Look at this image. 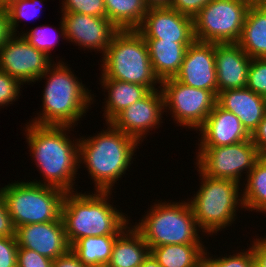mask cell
<instances>
[{
	"label": "cell",
	"instance_id": "6da1fadb",
	"mask_svg": "<svg viewBox=\"0 0 266 267\" xmlns=\"http://www.w3.org/2000/svg\"><path fill=\"white\" fill-rule=\"evenodd\" d=\"M24 133L30 156L43 180L31 182L74 192L79 165V138L72 141L70 126H39L27 122ZM70 134V135H68ZM71 138V139H70ZM32 154V155H31ZM36 180V181H35Z\"/></svg>",
	"mask_w": 266,
	"mask_h": 267
},
{
	"label": "cell",
	"instance_id": "7a4b0ae2",
	"mask_svg": "<svg viewBox=\"0 0 266 267\" xmlns=\"http://www.w3.org/2000/svg\"><path fill=\"white\" fill-rule=\"evenodd\" d=\"M57 60L36 80L47 81L42 94L43 109L29 122L39 126H70L74 129L77 121L87 115L96 96L73 74L66 62Z\"/></svg>",
	"mask_w": 266,
	"mask_h": 267
},
{
	"label": "cell",
	"instance_id": "3957f363",
	"mask_svg": "<svg viewBox=\"0 0 266 267\" xmlns=\"http://www.w3.org/2000/svg\"><path fill=\"white\" fill-rule=\"evenodd\" d=\"M105 124L107 129L103 128L97 135L79 137V165L87 168L95 191L113 190L133 164L134 153L141 144L111 123Z\"/></svg>",
	"mask_w": 266,
	"mask_h": 267
},
{
	"label": "cell",
	"instance_id": "277c9868",
	"mask_svg": "<svg viewBox=\"0 0 266 267\" xmlns=\"http://www.w3.org/2000/svg\"><path fill=\"white\" fill-rule=\"evenodd\" d=\"M78 192H66L61 207L70 247L83 237L119 235L131 224L128 215L110 204L112 191Z\"/></svg>",
	"mask_w": 266,
	"mask_h": 267
},
{
	"label": "cell",
	"instance_id": "5b68a950",
	"mask_svg": "<svg viewBox=\"0 0 266 267\" xmlns=\"http://www.w3.org/2000/svg\"><path fill=\"white\" fill-rule=\"evenodd\" d=\"M101 59L99 79L136 83L150 91L161 89L157 85H161V81L154 73L146 41L137 30H119Z\"/></svg>",
	"mask_w": 266,
	"mask_h": 267
},
{
	"label": "cell",
	"instance_id": "8992f818",
	"mask_svg": "<svg viewBox=\"0 0 266 267\" xmlns=\"http://www.w3.org/2000/svg\"><path fill=\"white\" fill-rule=\"evenodd\" d=\"M146 215L133 225L149 249L169 244H204L201 229L187 201H157Z\"/></svg>",
	"mask_w": 266,
	"mask_h": 267
},
{
	"label": "cell",
	"instance_id": "52a82bcc",
	"mask_svg": "<svg viewBox=\"0 0 266 267\" xmlns=\"http://www.w3.org/2000/svg\"><path fill=\"white\" fill-rule=\"evenodd\" d=\"M201 180L198 191L187 198L192 208L200 233L213 235L232 226L238 218L237 211L244 208L242 190L238 182L229 179H215L204 175L199 169ZM240 191V192H239Z\"/></svg>",
	"mask_w": 266,
	"mask_h": 267
},
{
	"label": "cell",
	"instance_id": "ba28073f",
	"mask_svg": "<svg viewBox=\"0 0 266 267\" xmlns=\"http://www.w3.org/2000/svg\"><path fill=\"white\" fill-rule=\"evenodd\" d=\"M65 193L53 186L24 180L1 187L15 228L59 220Z\"/></svg>",
	"mask_w": 266,
	"mask_h": 267
},
{
	"label": "cell",
	"instance_id": "9c48e42d",
	"mask_svg": "<svg viewBox=\"0 0 266 267\" xmlns=\"http://www.w3.org/2000/svg\"><path fill=\"white\" fill-rule=\"evenodd\" d=\"M250 5L242 0H211L193 18L197 41L237 43Z\"/></svg>",
	"mask_w": 266,
	"mask_h": 267
},
{
	"label": "cell",
	"instance_id": "30bf717a",
	"mask_svg": "<svg viewBox=\"0 0 266 267\" xmlns=\"http://www.w3.org/2000/svg\"><path fill=\"white\" fill-rule=\"evenodd\" d=\"M196 168L207 177L229 179L240 183V180L254 168L262 157L251 138L227 146H198ZM246 171V172H244Z\"/></svg>",
	"mask_w": 266,
	"mask_h": 267
},
{
	"label": "cell",
	"instance_id": "8fae6325",
	"mask_svg": "<svg viewBox=\"0 0 266 267\" xmlns=\"http://www.w3.org/2000/svg\"><path fill=\"white\" fill-rule=\"evenodd\" d=\"M160 86L164 112L170 110L174 122L186 129L197 130L216 104L217 97L211 91L185 85L174 77L162 80Z\"/></svg>",
	"mask_w": 266,
	"mask_h": 267
},
{
	"label": "cell",
	"instance_id": "7c38bea8",
	"mask_svg": "<svg viewBox=\"0 0 266 267\" xmlns=\"http://www.w3.org/2000/svg\"><path fill=\"white\" fill-rule=\"evenodd\" d=\"M54 63L44 52L30 45L22 35H13L0 48V70L24 83L36 82Z\"/></svg>",
	"mask_w": 266,
	"mask_h": 267
},
{
	"label": "cell",
	"instance_id": "4fadbf2b",
	"mask_svg": "<svg viewBox=\"0 0 266 267\" xmlns=\"http://www.w3.org/2000/svg\"><path fill=\"white\" fill-rule=\"evenodd\" d=\"M162 114L164 115L162 90H151L144 98L121 111L110 123L140 143L150 131L160 127L163 123Z\"/></svg>",
	"mask_w": 266,
	"mask_h": 267
},
{
	"label": "cell",
	"instance_id": "5bb4252c",
	"mask_svg": "<svg viewBox=\"0 0 266 267\" xmlns=\"http://www.w3.org/2000/svg\"><path fill=\"white\" fill-rule=\"evenodd\" d=\"M65 27V39L78 44L84 51L95 50L102 57L119 29L107 17H95L81 13L61 12ZM89 49V50H88Z\"/></svg>",
	"mask_w": 266,
	"mask_h": 267
},
{
	"label": "cell",
	"instance_id": "9a60e30c",
	"mask_svg": "<svg viewBox=\"0 0 266 267\" xmlns=\"http://www.w3.org/2000/svg\"><path fill=\"white\" fill-rule=\"evenodd\" d=\"M137 31L145 40L172 41L174 43H193V18L169 7L148 8L142 24Z\"/></svg>",
	"mask_w": 266,
	"mask_h": 267
},
{
	"label": "cell",
	"instance_id": "2e32d148",
	"mask_svg": "<svg viewBox=\"0 0 266 267\" xmlns=\"http://www.w3.org/2000/svg\"><path fill=\"white\" fill-rule=\"evenodd\" d=\"M174 78L185 85L209 90L217 97L215 43L195 40L189 45Z\"/></svg>",
	"mask_w": 266,
	"mask_h": 267
},
{
	"label": "cell",
	"instance_id": "e0dca14e",
	"mask_svg": "<svg viewBox=\"0 0 266 267\" xmlns=\"http://www.w3.org/2000/svg\"><path fill=\"white\" fill-rule=\"evenodd\" d=\"M15 238L19 248L36 251L52 260L70 249L62 218L16 227Z\"/></svg>",
	"mask_w": 266,
	"mask_h": 267
},
{
	"label": "cell",
	"instance_id": "ac0fdd59",
	"mask_svg": "<svg viewBox=\"0 0 266 267\" xmlns=\"http://www.w3.org/2000/svg\"><path fill=\"white\" fill-rule=\"evenodd\" d=\"M196 133L201 134L198 146H227L250 139L239 118L217 103Z\"/></svg>",
	"mask_w": 266,
	"mask_h": 267
},
{
	"label": "cell",
	"instance_id": "d6986e66",
	"mask_svg": "<svg viewBox=\"0 0 266 267\" xmlns=\"http://www.w3.org/2000/svg\"><path fill=\"white\" fill-rule=\"evenodd\" d=\"M251 58L237 43H215V66L218 92L247 85Z\"/></svg>",
	"mask_w": 266,
	"mask_h": 267
},
{
	"label": "cell",
	"instance_id": "ffe728a7",
	"mask_svg": "<svg viewBox=\"0 0 266 267\" xmlns=\"http://www.w3.org/2000/svg\"><path fill=\"white\" fill-rule=\"evenodd\" d=\"M216 103L235 114L250 136L266 115V98L247 87L218 92Z\"/></svg>",
	"mask_w": 266,
	"mask_h": 267
},
{
	"label": "cell",
	"instance_id": "44dd1931",
	"mask_svg": "<svg viewBox=\"0 0 266 267\" xmlns=\"http://www.w3.org/2000/svg\"><path fill=\"white\" fill-rule=\"evenodd\" d=\"M149 253V246L141 233L129 224L116 237L106 267H140Z\"/></svg>",
	"mask_w": 266,
	"mask_h": 267
},
{
	"label": "cell",
	"instance_id": "7402d4cb",
	"mask_svg": "<svg viewBox=\"0 0 266 267\" xmlns=\"http://www.w3.org/2000/svg\"><path fill=\"white\" fill-rule=\"evenodd\" d=\"M104 92H108L104 101L103 118L110 123L121 111L144 98L150 90L140 84L122 82L115 79H100ZM105 89V90H104Z\"/></svg>",
	"mask_w": 266,
	"mask_h": 267
},
{
	"label": "cell",
	"instance_id": "603a6c76",
	"mask_svg": "<svg viewBox=\"0 0 266 267\" xmlns=\"http://www.w3.org/2000/svg\"><path fill=\"white\" fill-rule=\"evenodd\" d=\"M155 75L160 81L173 78L179 72L186 49L192 43L145 40Z\"/></svg>",
	"mask_w": 266,
	"mask_h": 267
},
{
	"label": "cell",
	"instance_id": "cb8c5ba5",
	"mask_svg": "<svg viewBox=\"0 0 266 267\" xmlns=\"http://www.w3.org/2000/svg\"><path fill=\"white\" fill-rule=\"evenodd\" d=\"M237 44L252 58H266V3L250 5Z\"/></svg>",
	"mask_w": 266,
	"mask_h": 267
},
{
	"label": "cell",
	"instance_id": "d4e9b609",
	"mask_svg": "<svg viewBox=\"0 0 266 267\" xmlns=\"http://www.w3.org/2000/svg\"><path fill=\"white\" fill-rule=\"evenodd\" d=\"M203 244H169L152 247L150 253L161 267H197L205 257Z\"/></svg>",
	"mask_w": 266,
	"mask_h": 267
},
{
	"label": "cell",
	"instance_id": "484cf974",
	"mask_svg": "<svg viewBox=\"0 0 266 267\" xmlns=\"http://www.w3.org/2000/svg\"><path fill=\"white\" fill-rule=\"evenodd\" d=\"M106 17L119 30H137L148 7L143 0H104Z\"/></svg>",
	"mask_w": 266,
	"mask_h": 267
},
{
	"label": "cell",
	"instance_id": "4316f807",
	"mask_svg": "<svg viewBox=\"0 0 266 267\" xmlns=\"http://www.w3.org/2000/svg\"><path fill=\"white\" fill-rule=\"evenodd\" d=\"M118 235L90 236L77 240L70 248L88 267L106 266Z\"/></svg>",
	"mask_w": 266,
	"mask_h": 267
},
{
	"label": "cell",
	"instance_id": "83f0119b",
	"mask_svg": "<svg viewBox=\"0 0 266 267\" xmlns=\"http://www.w3.org/2000/svg\"><path fill=\"white\" fill-rule=\"evenodd\" d=\"M247 180V182H246ZM242 199L245 211L266 213V156H262L248 173Z\"/></svg>",
	"mask_w": 266,
	"mask_h": 267
},
{
	"label": "cell",
	"instance_id": "f1b7e54d",
	"mask_svg": "<svg viewBox=\"0 0 266 267\" xmlns=\"http://www.w3.org/2000/svg\"><path fill=\"white\" fill-rule=\"evenodd\" d=\"M59 25V34L57 31L55 32L54 29L49 25H40L34 29H30L28 32L22 31V33L20 32L19 35H22L23 38L37 50L46 53L50 58H52L51 51L55 45L59 43V38H65V27L62 18Z\"/></svg>",
	"mask_w": 266,
	"mask_h": 267
},
{
	"label": "cell",
	"instance_id": "f546056e",
	"mask_svg": "<svg viewBox=\"0 0 266 267\" xmlns=\"http://www.w3.org/2000/svg\"><path fill=\"white\" fill-rule=\"evenodd\" d=\"M43 1L44 0H15L6 8L9 14L10 27L13 35L18 34L16 31L18 27H20L19 23H21V20H33L39 16Z\"/></svg>",
	"mask_w": 266,
	"mask_h": 267
},
{
	"label": "cell",
	"instance_id": "4dcf8cb0",
	"mask_svg": "<svg viewBox=\"0 0 266 267\" xmlns=\"http://www.w3.org/2000/svg\"><path fill=\"white\" fill-rule=\"evenodd\" d=\"M205 251L204 260L207 264V267H252L255 262L254 253L251 246L248 249H241V251L236 250L237 253L232 255H227L223 257H218L209 252ZM210 255V256H209ZM228 256V257H227Z\"/></svg>",
	"mask_w": 266,
	"mask_h": 267
},
{
	"label": "cell",
	"instance_id": "1f68e13d",
	"mask_svg": "<svg viewBox=\"0 0 266 267\" xmlns=\"http://www.w3.org/2000/svg\"><path fill=\"white\" fill-rule=\"evenodd\" d=\"M246 87L266 98V58H252Z\"/></svg>",
	"mask_w": 266,
	"mask_h": 267
},
{
	"label": "cell",
	"instance_id": "d6a6232c",
	"mask_svg": "<svg viewBox=\"0 0 266 267\" xmlns=\"http://www.w3.org/2000/svg\"><path fill=\"white\" fill-rule=\"evenodd\" d=\"M61 4V12H73L95 17H106L104 0H63Z\"/></svg>",
	"mask_w": 266,
	"mask_h": 267
},
{
	"label": "cell",
	"instance_id": "836d02e7",
	"mask_svg": "<svg viewBox=\"0 0 266 267\" xmlns=\"http://www.w3.org/2000/svg\"><path fill=\"white\" fill-rule=\"evenodd\" d=\"M21 85L18 79L0 70V108L13 104L20 97Z\"/></svg>",
	"mask_w": 266,
	"mask_h": 267
},
{
	"label": "cell",
	"instance_id": "e575fe53",
	"mask_svg": "<svg viewBox=\"0 0 266 267\" xmlns=\"http://www.w3.org/2000/svg\"><path fill=\"white\" fill-rule=\"evenodd\" d=\"M17 267H53V260L26 248L17 250Z\"/></svg>",
	"mask_w": 266,
	"mask_h": 267
},
{
	"label": "cell",
	"instance_id": "d590c367",
	"mask_svg": "<svg viewBox=\"0 0 266 267\" xmlns=\"http://www.w3.org/2000/svg\"><path fill=\"white\" fill-rule=\"evenodd\" d=\"M17 250L15 237H0V267H17Z\"/></svg>",
	"mask_w": 266,
	"mask_h": 267
},
{
	"label": "cell",
	"instance_id": "8d00e7d4",
	"mask_svg": "<svg viewBox=\"0 0 266 267\" xmlns=\"http://www.w3.org/2000/svg\"><path fill=\"white\" fill-rule=\"evenodd\" d=\"M211 0H171L169 8L194 18Z\"/></svg>",
	"mask_w": 266,
	"mask_h": 267
},
{
	"label": "cell",
	"instance_id": "74e56055",
	"mask_svg": "<svg viewBox=\"0 0 266 267\" xmlns=\"http://www.w3.org/2000/svg\"><path fill=\"white\" fill-rule=\"evenodd\" d=\"M15 230L6 202L0 192V237H15Z\"/></svg>",
	"mask_w": 266,
	"mask_h": 267
},
{
	"label": "cell",
	"instance_id": "f35d334b",
	"mask_svg": "<svg viewBox=\"0 0 266 267\" xmlns=\"http://www.w3.org/2000/svg\"><path fill=\"white\" fill-rule=\"evenodd\" d=\"M261 156H266V115L258 124L257 129L250 136Z\"/></svg>",
	"mask_w": 266,
	"mask_h": 267
},
{
	"label": "cell",
	"instance_id": "ab89813d",
	"mask_svg": "<svg viewBox=\"0 0 266 267\" xmlns=\"http://www.w3.org/2000/svg\"><path fill=\"white\" fill-rule=\"evenodd\" d=\"M258 237L251 241V248L254 253L255 262L261 267H266V235Z\"/></svg>",
	"mask_w": 266,
	"mask_h": 267
},
{
	"label": "cell",
	"instance_id": "60d3db41",
	"mask_svg": "<svg viewBox=\"0 0 266 267\" xmlns=\"http://www.w3.org/2000/svg\"><path fill=\"white\" fill-rule=\"evenodd\" d=\"M53 267H88L84 265L71 248L53 260Z\"/></svg>",
	"mask_w": 266,
	"mask_h": 267
},
{
	"label": "cell",
	"instance_id": "b9f144b4",
	"mask_svg": "<svg viewBox=\"0 0 266 267\" xmlns=\"http://www.w3.org/2000/svg\"><path fill=\"white\" fill-rule=\"evenodd\" d=\"M13 36L9 14L6 8L0 7V48Z\"/></svg>",
	"mask_w": 266,
	"mask_h": 267
},
{
	"label": "cell",
	"instance_id": "7bdbcfd3",
	"mask_svg": "<svg viewBox=\"0 0 266 267\" xmlns=\"http://www.w3.org/2000/svg\"><path fill=\"white\" fill-rule=\"evenodd\" d=\"M148 8L169 7L171 0H143Z\"/></svg>",
	"mask_w": 266,
	"mask_h": 267
},
{
	"label": "cell",
	"instance_id": "ee69618b",
	"mask_svg": "<svg viewBox=\"0 0 266 267\" xmlns=\"http://www.w3.org/2000/svg\"><path fill=\"white\" fill-rule=\"evenodd\" d=\"M140 267H161L151 253L144 259Z\"/></svg>",
	"mask_w": 266,
	"mask_h": 267
},
{
	"label": "cell",
	"instance_id": "f6af8a7d",
	"mask_svg": "<svg viewBox=\"0 0 266 267\" xmlns=\"http://www.w3.org/2000/svg\"><path fill=\"white\" fill-rule=\"evenodd\" d=\"M247 2L249 5H261L266 3V0H242Z\"/></svg>",
	"mask_w": 266,
	"mask_h": 267
},
{
	"label": "cell",
	"instance_id": "bcb514c9",
	"mask_svg": "<svg viewBox=\"0 0 266 267\" xmlns=\"http://www.w3.org/2000/svg\"><path fill=\"white\" fill-rule=\"evenodd\" d=\"M15 0H0V7L7 8Z\"/></svg>",
	"mask_w": 266,
	"mask_h": 267
},
{
	"label": "cell",
	"instance_id": "7dc6e473",
	"mask_svg": "<svg viewBox=\"0 0 266 267\" xmlns=\"http://www.w3.org/2000/svg\"><path fill=\"white\" fill-rule=\"evenodd\" d=\"M197 267H207L205 260H203Z\"/></svg>",
	"mask_w": 266,
	"mask_h": 267
},
{
	"label": "cell",
	"instance_id": "c3c4849f",
	"mask_svg": "<svg viewBox=\"0 0 266 267\" xmlns=\"http://www.w3.org/2000/svg\"><path fill=\"white\" fill-rule=\"evenodd\" d=\"M252 267H261V266L258 265L256 262H254Z\"/></svg>",
	"mask_w": 266,
	"mask_h": 267
}]
</instances>
